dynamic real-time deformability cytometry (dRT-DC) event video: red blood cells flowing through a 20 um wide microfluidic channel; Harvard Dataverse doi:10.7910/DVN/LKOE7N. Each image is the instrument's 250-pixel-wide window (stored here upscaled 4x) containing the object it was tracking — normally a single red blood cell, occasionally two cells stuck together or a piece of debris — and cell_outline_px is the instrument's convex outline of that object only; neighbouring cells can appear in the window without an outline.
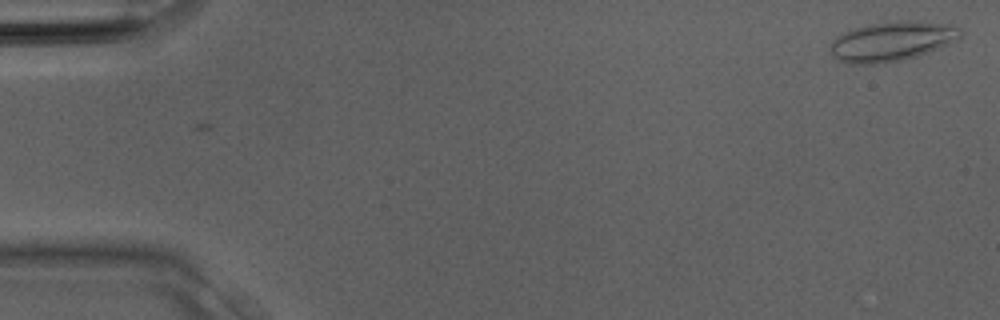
{"species": "Egyptian fruit bat (a non-hibernating species)", "species_latin": "Rousettus aegyptiacus", "temperature_condition": "room temperature", "stored_images_in_passage": 2, "camera_frame_rate_fps": 3000, "um_per_image_px": 0.085, "animal": {"sex": "male"}, "frame": {"image": 1, "passage_image": 2, "time_ms": 0.333, "image_size_px": [1000, 320], "cell_outline_px": [[960, 40], [928, 52], [916, 56], [900, 60], [876, 64], [848, 64], [836, 60], [832, 56], [832, 40], [836, 36], [844, 32], [856, 28], [872, 24], [896, 20], [916, 20], [948, 24], [960, 28]], "centroid_in_image_um": [75.82, 3.51], "position_along_channel_um": 9.2, "area_um2": 30.06}}